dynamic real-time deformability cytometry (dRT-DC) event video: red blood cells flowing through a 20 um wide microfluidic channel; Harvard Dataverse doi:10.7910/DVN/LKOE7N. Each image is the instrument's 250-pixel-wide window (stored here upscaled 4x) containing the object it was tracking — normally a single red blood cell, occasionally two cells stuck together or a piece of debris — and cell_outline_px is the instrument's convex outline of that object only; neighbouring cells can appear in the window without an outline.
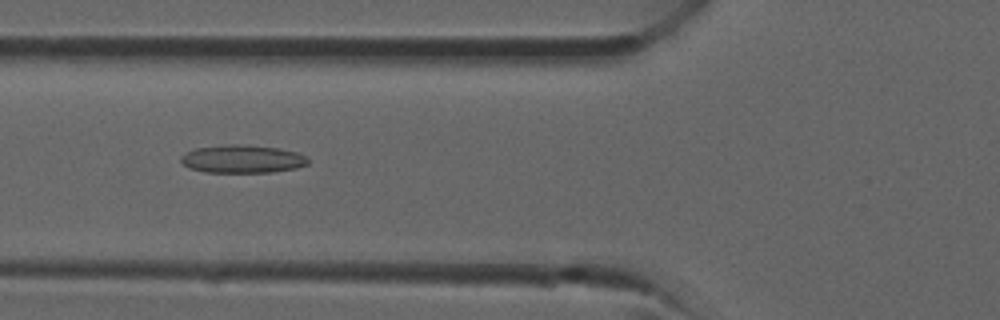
{"species": "common noctule bat (a hibernating species)", "species_latin": "Nyctalus noctula", "temperature_condition": "room temperature", "stored_images_in_passage": 33, "camera_frame_rate_fps": 3000, "um_per_image_px": 0.085, "animal": {"sex": "male", "forearm_length_mm": 52.5}, "frame": {"image": 1, "passage_image": 10, "time_ms": 3.0, "image_size_px": [1000, 320], "cell_outline_px": [[308, 164], [296, 168], [272, 172], [204, 172], [188, 168], [180, 160], [180, 156], [196, 148], [228, 144], [236, 144], [276, 148], [296, 152], [308, 156]], "centroid_in_image_um": [20.6, 13.52], "position_along_channel_um": 105.2, "area_um2": 20.63}}
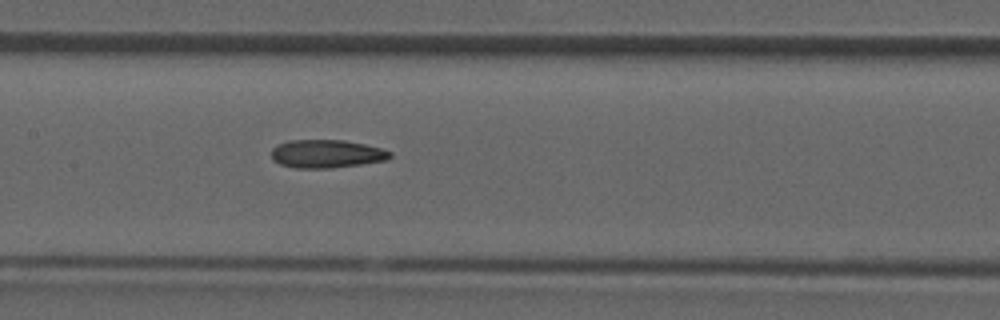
{"frame": {"image": 2, "passage_image": 14, "time_ms": 4.333, "image_size_px": [1000, 320], "cell_outline_px": [[392, 156], [388, 160], [332, 168], [296, 168], [280, 164], [272, 160], [272, 148], [276, 144], [288, 140], [344, 140], [364, 144], [380, 148], [392, 152]], "centroid_in_image_um": [27.74, 13.07], "position_along_channel_um": 179.7, "area_um2": 19.59}}
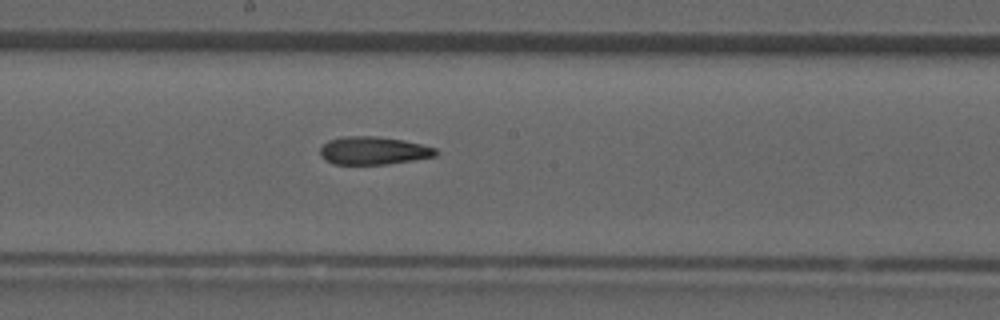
{"frame": {"image": 3, "passage_image": 16, "time_ms": 5.0, "image_size_px": [1000, 320], "cell_outline_px": [[440, 152], [436, 156], [388, 164], [332, 164], [324, 160], [320, 156], [320, 148], [328, 140], [344, 136], [376, 136], [404, 140], [436, 148]], "centroid_in_image_um": [31.73, 12.8], "position_along_channel_um": 216.5, "area_um2": 18.96}}